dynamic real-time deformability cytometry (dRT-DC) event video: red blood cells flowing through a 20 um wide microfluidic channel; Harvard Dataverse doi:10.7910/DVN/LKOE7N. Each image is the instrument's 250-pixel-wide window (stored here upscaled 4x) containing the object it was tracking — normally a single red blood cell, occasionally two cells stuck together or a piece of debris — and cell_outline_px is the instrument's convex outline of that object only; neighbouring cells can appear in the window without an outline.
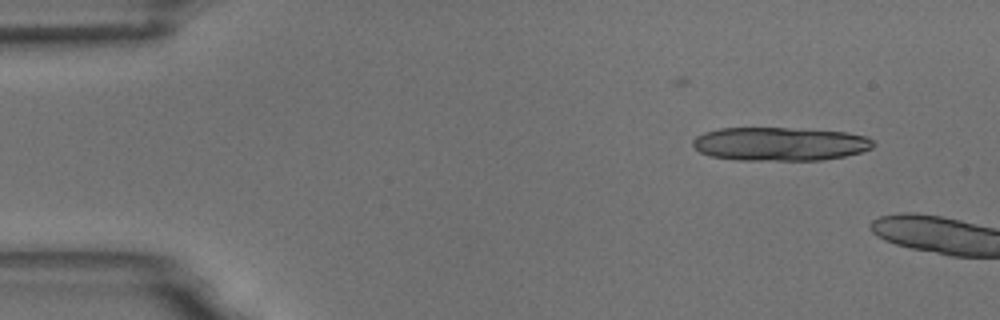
{"species": "common noctule bat (a hibernating species)", "species_latin": "Nyctalus noctula", "temperature_condition": "room temperature", "stored_images_in_passage": 4, "camera_frame_rate_fps": 3000, "um_per_image_px": 0.085, "animal": {"sex": "male", "body_mass_g": 18.8}, "frame": {"image": 1, "passage_image": 2, "time_ms": 1.0, "image_size_px": [1000, 320], "cell_outline_px": [[876, 144], [872, 148], [860, 152], [844, 156], [820, 160], [736, 160], [712, 156], [700, 152], [692, 144], [692, 140], [696, 136], [704, 132], [720, 128], [788, 128], [848, 132], [868, 136]], "centroid_in_image_um": [66.3, 12.23], "position_along_channel_um": 18.7, "area_um2": 35.37}}